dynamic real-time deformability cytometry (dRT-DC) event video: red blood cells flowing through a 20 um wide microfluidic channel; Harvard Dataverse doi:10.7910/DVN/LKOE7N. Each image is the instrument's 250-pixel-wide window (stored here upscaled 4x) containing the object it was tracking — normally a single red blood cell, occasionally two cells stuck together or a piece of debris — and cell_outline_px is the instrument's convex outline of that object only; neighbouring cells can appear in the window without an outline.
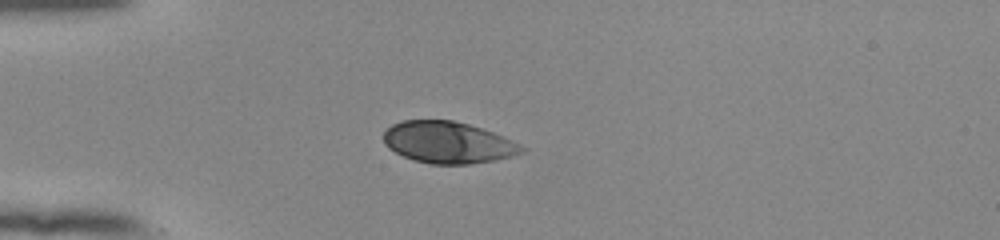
{"species": "human", "species_latin": "Homo sapiens", "temperature_condition": "room temperature", "stored_images_in_passage": 39, "camera_frame_rate_fps": 3000, "um_per_image_px": 0.085, "donor": {"sex": "female"}, "frame": {"image": 1, "passage_image": 1, "time_ms": 0.0, "image_size_px": [1000, 240], "cell_outline_px": [[528, 148], [524, 152], [512, 156], [496, 160], [468, 164], [432, 164], [416, 160], [404, 156], [388, 148], [384, 144], [384, 128], [392, 124], [404, 120], [452, 120], [468, 124], [492, 132], [520, 144]], "centroid_in_image_um": [38.08, 12.1], "position_along_channel_um": 46.9, "area_um2": 33.47}}
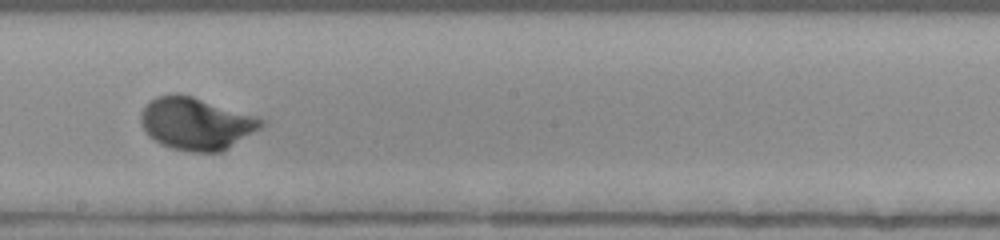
{"frame": {"image": 2, "passage_image": 17, "time_ms": 5.333, "image_size_px": [1000, 240], "cell_outline_px": [[268, 120], [260, 128], [228, 148], [220, 152], [192, 152], [172, 148], [160, 144], [148, 136], [140, 120], [140, 112], [156, 96], [172, 92], [176, 92], [192, 96]], "centroid_in_image_um": [16.65, 10.5], "position_along_channel_um": 231.5, "area_um2": 36.65}}
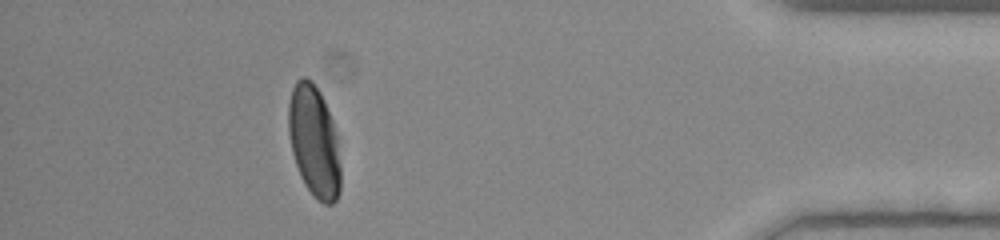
{"frame": {"image": 3, "passage_image": 34, "time_ms": 11.0, "image_size_px": [1000, 240], "cell_outline_px": [[340, 192], [336, 200], [332, 204], [324, 204], [304, 184], [300, 176], [292, 152], [288, 132], [288, 104], [292, 88], [296, 80], [300, 76], [304, 76], [312, 80], [320, 92], [324, 100], [332, 120], [336, 136], [340, 164]], "centroid_in_image_um": [26.68, 11.98], "position_along_channel_um": 408.5, "area_um2": 33.81}, "authors_computed_cell_mechanics": {"area_um2": 34.7378, "velocity_mm_per_s": 3.9098, "shape_relaxation_time_tau1_ms": 2.6007, "shape_relaxation_time_tau2_ms": null, "deformation_change_tau1": 0.1724, "deformation_change_tau2": null}}